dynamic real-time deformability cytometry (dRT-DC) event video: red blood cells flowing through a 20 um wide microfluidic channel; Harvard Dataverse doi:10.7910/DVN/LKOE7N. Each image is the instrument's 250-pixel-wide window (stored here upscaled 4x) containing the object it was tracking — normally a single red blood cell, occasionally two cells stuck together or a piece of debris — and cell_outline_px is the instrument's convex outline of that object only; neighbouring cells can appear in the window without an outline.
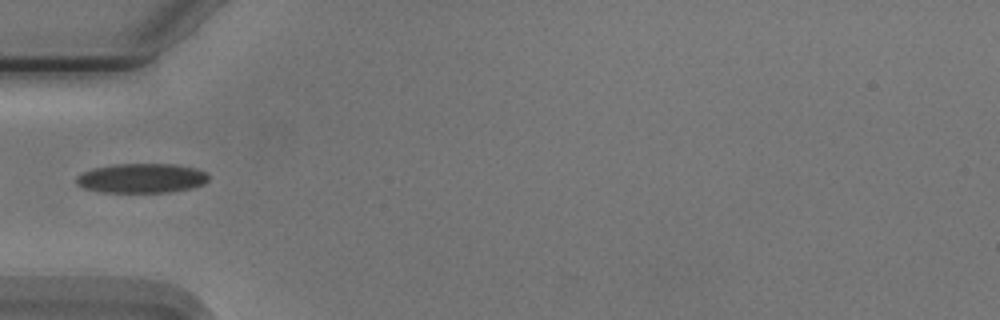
{"species": "Egyptian fruit bat (a non-hibernating species)", "species_latin": "Rousettus aegyptiacus", "temperature_condition": "cold", "stored_images_in_passage": 30, "camera_frame_rate_fps": 3000, "um_per_image_px": 0.085, "animal": {"sex": "male"}, "frame": {"image": 1, "passage_image": 1, "time_ms": 0.0, "image_size_px": [1000, 320], "cell_outline_px": [[208, 180], [204, 184], [192, 188], [168, 192], [100, 192], [84, 188], [76, 184], [76, 176], [92, 168], [112, 164], [176, 164], [196, 168], [208, 172]], "centroid_in_image_um": [12.05, 15.14], "position_along_channel_um": 73.0, "area_um2": 22.95}}
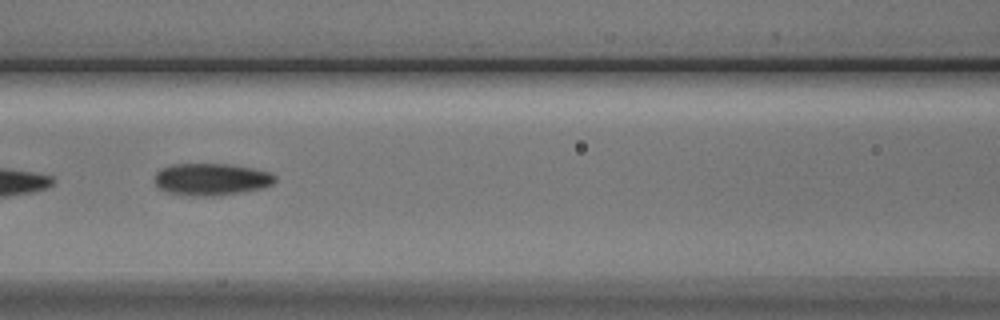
{"frame": {"image": 2, "passage_image": 7, "time_ms": 2.0, "image_size_px": [1000, 320], "cell_outline_px": [[276, 180], [272, 184], [264, 188], [244, 192], [220, 196], [200, 196], [168, 192], [160, 188], [156, 184], [156, 172], [160, 168], [172, 164], [228, 164], [252, 168], [272, 172], [276, 176]], "centroid_in_image_um": [18.02, 15.24], "position_along_channel_um": 148.6, "area_um2": 22.6}}
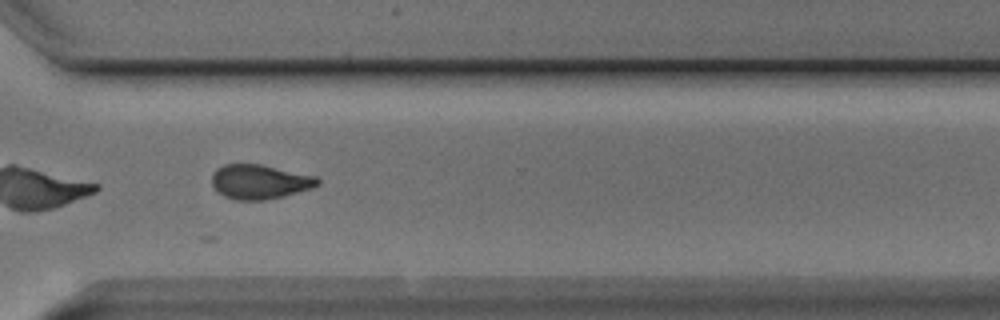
{"frame": {"image": 3, "passage_image": 23, "time_ms": 7.333, "image_size_px": [1000, 320], "cell_outline_px": [[320, 184], [312, 188], [284, 196], [264, 200], [236, 200], [224, 196], [212, 184], [212, 172], [216, 168], [224, 164], [260, 164], [316, 176], [320, 180]], "centroid_in_image_um": [22.08, 15.44], "position_along_channel_um": 348.5, "area_um2": 21.21}, "authors_computed_cell_mechanics": {"area_um2": 22.1663, "velocity_mm_per_s": 3.7581, "shape_relaxation_time_tau1_ms": 11.1385, "shape_relaxation_time_tau2_ms": null, "deformation_change_tau1": 0.2631, "deformation_change_tau2": null}}